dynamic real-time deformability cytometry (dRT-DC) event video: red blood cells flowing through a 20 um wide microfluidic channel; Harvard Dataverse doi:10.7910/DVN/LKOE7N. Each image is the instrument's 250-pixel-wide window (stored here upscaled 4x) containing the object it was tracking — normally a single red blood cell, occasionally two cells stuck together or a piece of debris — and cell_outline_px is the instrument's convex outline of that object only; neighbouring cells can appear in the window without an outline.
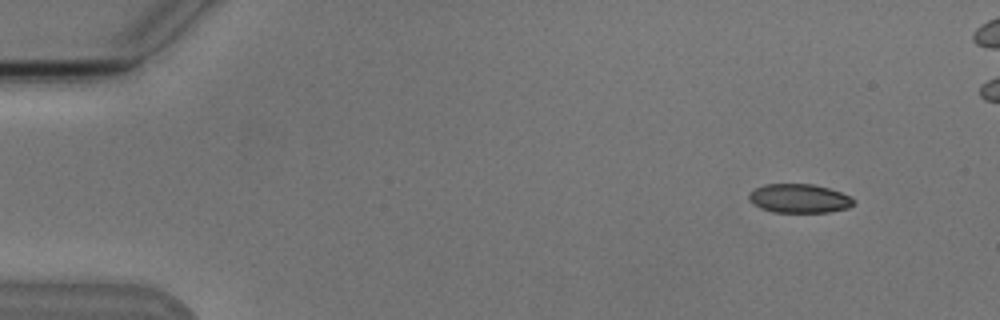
{"species": "Egyptian fruit bat (a non-hibernating species)", "species_latin": "Rousettus aegyptiacus", "temperature_condition": "cold", "stored_images_in_passage": 5, "camera_frame_rate_fps": 3000, "um_per_image_px": 0.085, "animal": {"sex": "male"}, "frame": {"image": 1, "passage_image": 1, "time_ms": 0.0, "image_size_px": [1000, 320], "cell_outline_px": [[856, 204], [848, 208], [828, 212], [772, 212], [760, 208], [752, 204], [748, 200], [748, 196], [756, 188], [764, 184], [812, 184], [828, 188], [852, 196], [856, 200]], "centroid_in_image_um": [67.96, 16.87], "position_along_channel_um": 17.0, "area_um2": 17.8}}